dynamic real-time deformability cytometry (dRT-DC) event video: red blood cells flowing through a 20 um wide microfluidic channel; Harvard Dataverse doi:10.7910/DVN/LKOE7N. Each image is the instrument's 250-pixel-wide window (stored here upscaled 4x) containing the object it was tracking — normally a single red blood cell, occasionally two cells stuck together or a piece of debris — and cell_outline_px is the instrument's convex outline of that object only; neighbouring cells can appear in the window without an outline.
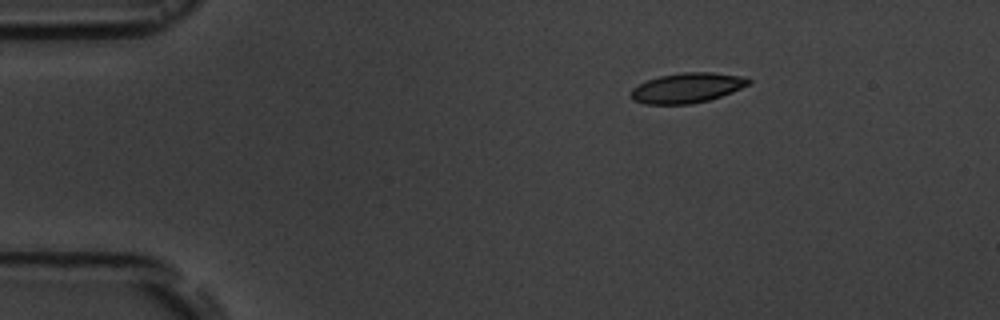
{"species": "common noctule bat (a hibernating species)", "species_latin": "Nyctalus noctula", "temperature_condition": "room temperature", "stored_images_in_passage": 3, "camera_frame_rate_fps": 3000, "um_per_image_px": 0.085, "animal": {"sex": "male", "body_mass_g": 19.5, "forearm_length_mm": 54.6}, "frame": {"image": 1, "passage_image": 1, "time_ms": 0.0, "image_size_px": [1000, 320], "cell_outline_px": [[752, 80], [748, 84], [732, 92], [708, 100], [692, 104], [644, 104], [632, 100], [628, 96], [632, 88], [648, 80], [660, 76], [680, 72], [712, 72], [748, 76]], "centroid_in_image_um": [58.39, 7.46], "position_along_channel_um": 26.6, "area_um2": 20.75}}